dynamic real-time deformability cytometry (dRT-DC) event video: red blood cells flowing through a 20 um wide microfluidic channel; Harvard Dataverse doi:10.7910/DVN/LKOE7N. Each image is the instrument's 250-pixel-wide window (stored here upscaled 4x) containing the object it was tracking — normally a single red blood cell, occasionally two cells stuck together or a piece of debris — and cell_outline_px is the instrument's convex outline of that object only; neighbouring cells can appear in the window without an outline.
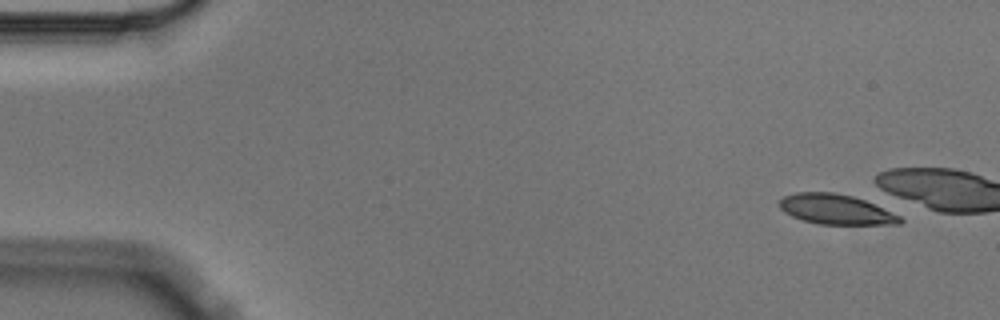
{"species": "Egyptian fruit bat (a non-hibernating species)", "species_latin": "Rousettus aegyptiacus", "temperature_condition": "cold", "stored_images_in_passage": 5, "camera_frame_rate_fps": 3000, "um_per_image_px": 0.085, "animal": {"sex": "male"}, "frame": {"image": 1, "passage_image": 1, "time_ms": 0.0, "image_size_px": [1000, 320], "cell_outline_px": [[904, 220], [900, 224], [820, 224], [804, 220], [792, 216], [784, 212], [780, 208], [780, 200], [784, 196], [796, 192], [832, 192], [852, 196], [864, 200], [900, 216]], "centroid_in_image_um": [71.04, 17.79], "position_along_channel_um": 14.0, "area_um2": 20.81}}